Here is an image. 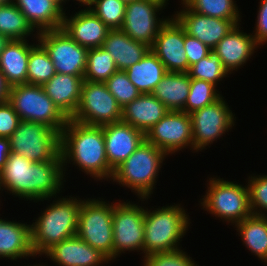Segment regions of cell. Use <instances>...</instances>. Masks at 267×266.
Masks as SVG:
<instances>
[{"instance_id":"obj_1","label":"cell","mask_w":267,"mask_h":266,"mask_svg":"<svg viewBox=\"0 0 267 266\" xmlns=\"http://www.w3.org/2000/svg\"><path fill=\"white\" fill-rule=\"evenodd\" d=\"M61 154L52 161L32 162L11 152L0 171V190L34 202L56 198L64 180Z\"/></svg>"},{"instance_id":"obj_2","label":"cell","mask_w":267,"mask_h":266,"mask_svg":"<svg viewBox=\"0 0 267 266\" xmlns=\"http://www.w3.org/2000/svg\"><path fill=\"white\" fill-rule=\"evenodd\" d=\"M60 154L64 175V166L71 161L96 181L112 180L114 171L107 161L103 126H90L68 119L60 133Z\"/></svg>"},{"instance_id":"obj_3","label":"cell","mask_w":267,"mask_h":266,"mask_svg":"<svg viewBox=\"0 0 267 266\" xmlns=\"http://www.w3.org/2000/svg\"><path fill=\"white\" fill-rule=\"evenodd\" d=\"M81 201L79 197H60L43 209L38 219L33 220L31 244L36 256L44 255L53 245L76 236Z\"/></svg>"},{"instance_id":"obj_4","label":"cell","mask_w":267,"mask_h":266,"mask_svg":"<svg viewBox=\"0 0 267 266\" xmlns=\"http://www.w3.org/2000/svg\"><path fill=\"white\" fill-rule=\"evenodd\" d=\"M188 217L180 204L174 203L172 206L166 205L152 211L146 208L143 257L181 249L179 243L191 223Z\"/></svg>"},{"instance_id":"obj_5","label":"cell","mask_w":267,"mask_h":266,"mask_svg":"<svg viewBox=\"0 0 267 266\" xmlns=\"http://www.w3.org/2000/svg\"><path fill=\"white\" fill-rule=\"evenodd\" d=\"M168 155L144 140L138 148L118 166L113 182L128 187L141 201L148 200L156 185L159 170Z\"/></svg>"},{"instance_id":"obj_6","label":"cell","mask_w":267,"mask_h":266,"mask_svg":"<svg viewBox=\"0 0 267 266\" xmlns=\"http://www.w3.org/2000/svg\"><path fill=\"white\" fill-rule=\"evenodd\" d=\"M8 102L21 121L42 123L62 132L68 118L45 93L42 86L20 84L10 88Z\"/></svg>"},{"instance_id":"obj_7","label":"cell","mask_w":267,"mask_h":266,"mask_svg":"<svg viewBox=\"0 0 267 266\" xmlns=\"http://www.w3.org/2000/svg\"><path fill=\"white\" fill-rule=\"evenodd\" d=\"M209 180L206 194L200 199L202 209L233 225L252 215L247 184L243 186L220 177Z\"/></svg>"},{"instance_id":"obj_8","label":"cell","mask_w":267,"mask_h":266,"mask_svg":"<svg viewBox=\"0 0 267 266\" xmlns=\"http://www.w3.org/2000/svg\"><path fill=\"white\" fill-rule=\"evenodd\" d=\"M113 203L84 199L78 214L77 236L113 260Z\"/></svg>"},{"instance_id":"obj_9","label":"cell","mask_w":267,"mask_h":266,"mask_svg":"<svg viewBox=\"0 0 267 266\" xmlns=\"http://www.w3.org/2000/svg\"><path fill=\"white\" fill-rule=\"evenodd\" d=\"M9 141L11 152L32 162L52 161L60 154V133L42 123L20 121Z\"/></svg>"},{"instance_id":"obj_10","label":"cell","mask_w":267,"mask_h":266,"mask_svg":"<svg viewBox=\"0 0 267 266\" xmlns=\"http://www.w3.org/2000/svg\"><path fill=\"white\" fill-rule=\"evenodd\" d=\"M122 107L105 83L83 80L80 101L72 120L90 126L121 121Z\"/></svg>"},{"instance_id":"obj_11","label":"cell","mask_w":267,"mask_h":266,"mask_svg":"<svg viewBox=\"0 0 267 266\" xmlns=\"http://www.w3.org/2000/svg\"><path fill=\"white\" fill-rule=\"evenodd\" d=\"M127 201L113 202V260L125 251L144 252L145 209Z\"/></svg>"},{"instance_id":"obj_12","label":"cell","mask_w":267,"mask_h":266,"mask_svg":"<svg viewBox=\"0 0 267 266\" xmlns=\"http://www.w3.org/2000/svg\"><path fill=\"white\" fill-rule=\"evenodd\" d=\"M35 37L48 52L56 73L84 76L88 48L76 43L62 28L41 31Z\"/></svg>"},{"instance_id":"obj_13","label":"cell","mask_w":267,"mask_h":266,"mask_svg":"<svg viewBox=\"0 0 267 266\" xmlns=\"http://www.w3.org/2000/svg\"><path fill=\"white\" fill-rule=\"evenodd\" d=\"M223 98L221 96L215 102L190 114L194 152L206 149L205 147L220 139L235 125V114L233 115Z\"/></svg>"},{"instance_id":"obj_14","label":"cell","mask_w":267,"mask_h":266,"mask_svg":"<svg viewBox=\"0 0 267 266\" xmlns=\"http://www.w3.org/2000/svg\"><path fill=\"white\" fill-rule=\"evenodd\" d=\"M145 140L167 155H172L181 149L191 148L194 151L192 140V119L190 114L183 111L170 110L157 124L145 134Z\"/></svg>"},{"instance_id":"obj_15","label":"cell","mask_w":267,"mask_h":266,"mask_svg":"<svg viewBox=\"0 0 267 266\" xmlns=\"http://www.w3.org/2000/svg\"><path fill=\"white\" fill-rule=\"evenodd\" d=\"M165 9L153 0H135L127 3L121 30L135 41L146 44L150 48L168 18H159L157 13ZM159 18V19H158Z\"/></svg>"},{"instance_id":"obj_16","label":"cell","mask_w":267,"mask_h":266,"mask_svg":"<svg viewBox=\"0 0 267 266\" xmlns=\"http://www.w3.org/2000/svg\"><path fill=\"white\" fill-rule=\"evenodd\" d=\"M181 4L183 9L176 11L173 17L184 28L187 35L197 38L211 50L241 22V20L209 17L191 10L182 1Z\"/></svg>"},{"instance_id":"obj_17","label":"cell","mask_w":267,"mask_h":266,"mask_svg":"<svg viewBox=\"0 0 267 266\" xmlns=\"http://www.w3.org/2000/svg\"><path fill=\"white\" fill-rule=\"evenodd\" d=\"M150 49L167 72L188 73L190 66L184 48V28L173 16L161 27Z\"/></svg>"},{"instance_id":"obj_18","label":"cell","mask_w":267,"mask_h":266,"mask_svg":"<svg viewBox=\"0 0 267 266\" xmlns=\"http://www.w3.org/2000/svg\"><path fill=\"white\" fill-rule=\"evenodd\" d=\"M107 161L114 171L145 140V134L123 121L103 125Z\"/></svg>"},{"instance_id":"obj_19","label":"cell","mask_w":267,"mask_h":266,"mask_svg":"<svg viewBox=\"0 0 267 266\" xmlns=\"http://www.w3.org/2000/svg\"><path fill=\"white\" fill-rule=\"evenodd\" d=\"M75 13L70 17L64 13L61 28L80 46L102 47L110 29L88 7Z\"/></svg>"},{"instance_id":"obj_20","label":"cell","mask_w":267,"mask_h":266,"mask_svg":"<svg viewBox=\"0 0 267 266\" xmlns=\"http://www.w3.org/2000/svg\"><path fill=\"white\" fill-rule=\"evenodd\" d=\"M44 254L59 266H103L110 261L77 235L53 245Z\"/></svg>"},{"instance_id":"obj_21","label":"cell","mask_w":267,"mask_h":266,"mask_svg":"<svg viewBox=\"0 0 267 266\" xmlns=\"http://www.w3.org/2000/svg\"><path fill=\"white\" fill-rule=\"evenodd\" d=\"M239 28L240 25H236L212 50L230 74L244 66L259 47L252 34L244 33Z\"/></svg>"},{"instance_id":"obj_22","label":"cell","mask_w":267,"mask_h":266,"mask_svg":"<svg viewBox=\"0 0 267 266\" xmlns=\"http://www.w3.org/2000/svg\"><path fill=\"white\" fill-rule=\"evenodd\" d=\"M169 111L152 93H142L122 108L121 121L146 134Z\"/></svg>"},{"instance_id":"obj_23","label":"cell","mask_w":267,"mask_h":266,"mask_svg":"<svg viewBox=\"0 0 267 266\" xmlns=\"http://www.w3.org/2000/svg\"><path fill=\"white\" fill-rule=\"evenodd\" d=\"M84 76L56 73L42 87L60 111L71 119L78 107Z\"/></svg>"},{"instance_id":"obj_24","label":"cell","mask_w":267,"mask_h":266,"mask_svg":"<svg viewBox=\"0 0 267 266\" xmlns=\"http://www.w3.org/2000/svg\"><path fill=\"white\" fill-rule=\"evenodd\" d=\"M36 256L31 244V225L0 219V258L17 260Z\"/></svg>"},{"instance_id":"obj_25","label":"cell","mask_w":267,"mask_h":266,"mask_svg":"<svg viewBox=\"0 0 267 266\" xmlns=\"http://www.w3.org/2000/svg\"><path fill=\"white\" fill-rule=\"evenodd\" d=\"M102 47L112 55L116 68L124 71L150 50L149 46L133 40L121 29H110Z\"/></svg>"},{"instance_id":"obj_26","label":"cell","mask_w":267,"mask_h":266,"mask_svg":"<svg viewBox=\"0 0 267 266\" xmlns=\"http://www.w3.org/2000/svg\"><path fill=\"white\" fill-rule=\"evenodd\" d=\"M27 41L10 40L0 53V71L11 87L27 83L28 58L30 50L36 45Z\"/></svg>"},{"instance_id":"obj_27","label":"cell","mask_w":267,"mask_h":266,"mask_svg":"<svg viewBox=\"0 0 267 266\" xmlns=\"http://www.w3.org/2000/svg\"><path fill=\"white\" fill-rule=\"evenodd\" d=\"M13 3L37 33L62 27L65 11L52 0H13Z\"/></svg>"},{"instance_id":"obj_28","label":"cell","mask_w":267,"mask_h":266,"mask_svg":"<svg viewBox=\"0 0 267 266\" xmlns=\"http://www.w3.org/2000/svg\"><path fill=\"white\" fill-rule=\"evenodd\" d=\"M190 83L191 78L188 73L167 72L152 94L169 110L185 112Z\"/></svg>"},{"instance_id":"obj_29","label":"cell","mask_w":267,"mask_h":266,"mask_svg":"<svg viewBox=\"0 0 267 266\" xmlns=\"http://www.w3.org/2000/svg\"><path fill=\"white\" fill-rule=\"evenodd\" d=\"M125 72L141 93H152L167 70L150 49L138 63L133 64Z\"/></svg>"},{"instance_id":"obj_30","label":"cell","mask_w":267,"mask_h":266,"mask_svg":"<svg viewBox=\"0 0 267 266\" xmlns=\"http://www.w3.org/2000/svg\"><path fill=\"white\" fill-rule=\"evenodd\" d=\"M235 227L246 248L267 264V216L252 214Z\"/></svg>"},{"instance_id":"obj_31","label":"cell","mask_w":267,"mask_h":266,"mask_svg":"<svg viewBox=\"0 0 267 266\" xmlns=\"http://www.w3.org/2000/svg\"><path fill=\"white\" fill-rule=\"evenodd\" d=\"M33 32L35 29L13 2L0 5V34L10 40H27L25 38L28 36L38 35V33L33 34Z\"/></svg>"},{"instance_id":"obj_32","label":"cell","mask_w":267,"mask_h":266,"mask_svg":"<svg viewBox=\"0 0 267 266\" xmlns=\"http://www.w3.org/2000/svg\"><path fill=\"white\" fill-rule=\"evenodd\" d=\"M56 74L48 52L38 42L31 50L27 64V83L43 86Z\"/></svg>"},{"instance_id":"obj_33","label":"cell","mask_w":267,"mask_h":266,"mask_svg":"<svg viewBox=\"0 0 267 266\" xmlns=\"http://www.w3.org/2000/svg\"><path fill=\"white\" fill-rule=\"evenodd\" d=\"M117 70L112 55L103 47L90 48L83 80L104 83Z\"/></svg>"},{"instance_id":"obj_34","label":"cell","mask_w":267,"mask_h":266,"mask_svg":"<svg viewBox=\"0 0 267 266\" xmlns=\"http://www.w3.org/2000/svg\"><path fill=\"white\" fill-rule=\"evenodd\" d=\"M191 10L226 20H241L240 11L234 0H181ZM235 2V3H234Z\"/></svg>"},{"instance_id":"obj_35","label":"cell","mask_w":267,"mask_h":266,"mask_svg":"<svg viewBox=\"0 0 267 266\" xmlns=\"http://www.w3.org/2000/svg\"><path fill=\"white\" fill-rule=\"evenodd\" d=\"M211 82L191 78L190 91L185 103V112L191 114L218 100L222 95Z\"/></svg>"},{"instance_id":"obj_36","label":"cell","mask_w":267,"mask_h":266,"mask_svg":"<svg viewBox=\"0 0 267 266\" xmlns=\"http://www.w3.org/2000/svg\"><path fill=\"white\" fill-rule=\"evenodd\" d=\"M188 74L190 78L205 80L217 86L218 82L229 77L230 73L224 68L217 54L211 51L209 55L191 65Z\"/></svg>"},{"instance_id":"obj_37","label":"cell","mask_w":267,"mask_h":266,"mask_svg":"<svg viewBox=\"0 0 267 266\" xmlns=\"http://www.w3.org/2000/svg\"><path fill=\"white\" fill-rule=\"evenodd\" d=\"M126 4L121 0H94L88 8L109 28L120 29Z\"/></svg>"},{"instance_id":"obj_38","label":"cell","mask_w":267,"mask_h":266,"mask_svg":"<svg viewBox=\"0 0 267 266\" xmlns=\"http://www.w3.org/2000/svg\"><path fill=\"white\" fill-rule=\"evenodd\" d=\"M104 83L122 108L142 94L124 70H117Z\"/></svg>"},{"instance_id":"obj_39","label":"cell","mask_w":267,"mask_h":266,"mask_svg":"<svg viewBox=\"0 0 267 266\" xmlns=\"http://www.w3.org/2000/svg\"><path fill=\"white\" fill-rule=\"evenodd\" d=\"M250 176L247 184L251 212L253 215L267 216V175Z\"/></svg>"},{"instance_id":"obj_40","label":"cell","mask_w":267,"mask_h":266,"mask_svg":"<svg viewBox=\"0 0 267 266\" xmlns=\"http://www.w3.org/2000/svg\"><path fill=\"white\" fill-rule=\"evenodd\" d=\"M181 249L155 253L143 258V266H197L196 262Z\"/></svg>"},{"instance_id":"obj_41","label":"cell","mask_w":267,"mask_h":266,"mask_svg":"<svg viewBox=\"0 0 267 266\" xmlns=\"http://www.w3.org/2000/svg\"><path fill=\"white\" fill-rule=\"evenodd\" d=\"M19 115L7 101L0 104V137L9 138L17 129L20 122Z\"/></svg>"},{"instance_id":"obj_42","label":"cell","mask_w":267,"mask_h":266,"mask_svg":"<svg viewBox=\"0 0 267 266\" xmlns=\"http://www.w3.org/2000/svg\"><path fill=\"white\" fill-rule=\"evenodd\" d=\"M184 48L189 66L193 65L196 62H199L202 58L209 55V53L212 51L197 38L187 35L185 33V30H184Z\"/></svg>"},{"instance_id":"obj_43","label":"cell","mask_w":267,"mask_h":266,"mask_svg":"<svg viewBox=\"0 0 267 266\" xmlns=\"http://www.w3.org/2000/svg\"><path fill=\"white\" fill-rule=\"evenodd\" d=\"M258 15L256 20V27L254 34V39L259 45H264L267 42V0H260Z\"/></svg>"},{"instance_id":"obj_44","label":"cell","mask_w":267,"mask_h":266,"mask_svg":"<svg viewBox=\"0 0 267 266\" xmlns=\"http://www.w3.org/2000/svg\"><path fill=\"white\" fill-rule=\"evenodd\" d=\"M10 154L11 147L9 138L0 137V171L4 168Z\"/></svg>"},{"instance_id":"obj_45","label":"cell","mask_w":267,"mask_h":266,"mask_svg":"<svg viewBox=\"0 0 267 266\" xmlns=\"http://www.w3.org/2000/svg\"><path fill=\"white\" fill-rule=\"evenodd\" d=\"M11 86L6 81V78L0 71V104H3L8 101L9 92Z\"/></svg>"},{"instance_id":"obj_46","label":"cell","mask_w":267,"mask_h":266,"mask_svg":"<svg viewBox=\"0 0 267 266\" xmlns=\"http://www.w3.org/2000/svg\"><path fill=\"white\" fill-rule=\"evenodd\" d=\"M9 41L10 39L8 37L0 34V53L4 50Z\"/></svg>"},{"instance_id":"obj_47","label":"cell","mask_w":267,"mask_h":266,"mask_svg":"<svg viewBox=\"0 0 267 266\" xmlns=\"http://www.w3.org/2000/svg\"><path fill=\"white\" fill-rule=\"evenodd\" d=\"M76 1L81 3V6H89L94 0H76Z\"/></svg>"},{"instance_id":"obj_48","label":"cell","mask_w":267,"mask_h":266,"mask_svg":"<svg viewBox=\"0 0 267 266\" xmlns=\"http://www.w3.org/2000/svg\"><path fill=\"white\" fill-rule=\"evenodd\" d=\"M54 3H56L63 11H64V7H63V4L65 3L66 4V2L65 1H67V0H52ZM69 1V0H68Z\"/></svg>"},{"instance_id":"obj_49","label":"cell","mask_w":267,"mask_h":266,"mask_svg":"<svg viewBox=\"0 0 267 266\" xmlns=\"http://www.w3.org/2000/svg\"><path fill=\"white\" fill-rule=\"evenodd\" d=\"M153 1H155V2L159 3L160 5H162L163 7H165L169 0H153Z\"/></svg>"},{"instance_id":"obj_50","label":"cell","mask_w":267,"mask_h":266,"mask_svg":"<svg viewBox=\"0 0 267 266\" xmlns=\"http://www.w3.org/2000/svg\"><path fill=\"white\" fill-rule=\"evenodd\" d=\"M12 2H13V0H0V5H6V4H9Z\"/></svg>"},{"instance_id":"obj_51","label":"cell","mask_w":267,"mask_h":266,"mask_svg":"<svg viewBox=\"0 0 267 266\" xmlns=\"http://www.w3.org/2000/svg\"><path fill=\"white\" fill-rule=\"evenodd\" d=\"M121 1L124 2L125 4H127V3L133 2L135 0H121Z\"/></svg>"},{"instance_id":"obj_52","label":"cell","mask_w":267,"mask_h":266,"mask_svg":"<svg viewBox=\"0 0 267 266\" xmlns=\"http://www.w3.org/2000/svg\"><path fill=\"white\" fill-rule=\"evenodd\" d=\"M28 266H31V265H28ZM33 266H45V265H40V264L37 265V264H36V265H33Z\"/></svg>"}]
</instances>
